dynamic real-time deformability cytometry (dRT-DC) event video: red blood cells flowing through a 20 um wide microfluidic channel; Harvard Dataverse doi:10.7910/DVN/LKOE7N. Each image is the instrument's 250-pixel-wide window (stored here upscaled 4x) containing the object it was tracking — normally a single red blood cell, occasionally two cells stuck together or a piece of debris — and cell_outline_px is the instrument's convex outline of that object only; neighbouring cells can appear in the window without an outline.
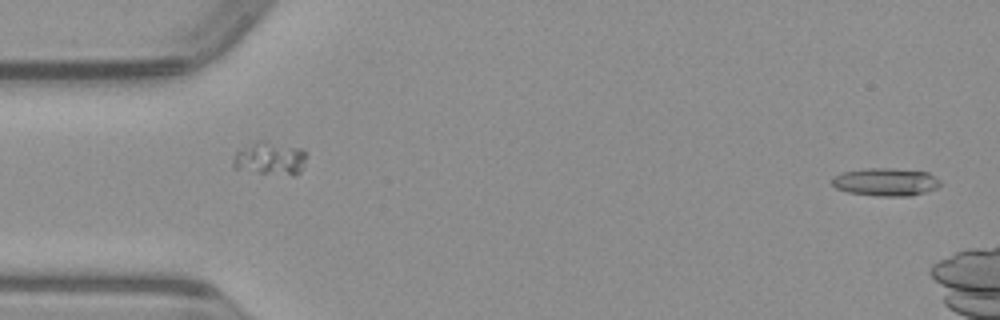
{"species": "common noctule bat (a hibernating species)", "species_latin": "Nyctalus noctula", "temperature_condition": "warm", "stored_images_in_passage": 6, "camera_frame_rate_fps": 3000, "um_per_image_px": 0.085, "animal": {"sex": "male", "body_mass_g": 23.1, "forearm_length_mm": 52.7}, "frame": {"image": 1, "passage_image": 1, "time_ms": 0.0, "image_size_px": [1000, 320], "cell_outline_px": [[940, 184], [936, 188], [912, 196], [876, 196], [848, 192], [836, 188], [832, 184], [832, 176], [840, 172], [864, 168], [892, 168], [928, 172], [940, 180]], "centroid_in_image_um": [75.25, 15.46], "position_along_channel_um": 9.8, "area_um2": 17.74}}